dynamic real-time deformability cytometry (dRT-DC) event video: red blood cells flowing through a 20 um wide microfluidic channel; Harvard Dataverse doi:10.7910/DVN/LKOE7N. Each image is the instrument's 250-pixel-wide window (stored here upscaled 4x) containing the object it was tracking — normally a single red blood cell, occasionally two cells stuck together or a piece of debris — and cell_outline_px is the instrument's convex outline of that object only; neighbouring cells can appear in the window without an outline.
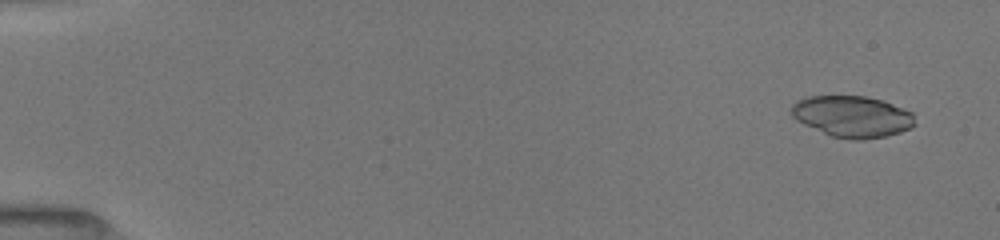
{"species": "common noctule bat (a hibernating species)", "species_latin": "Nyctalus noctula", "temperature_condition": "room temperature", "stored_images_in_passage": 9, "camera_frame_rate_fps": 3000, "um_per_image_px": 0.085, "animal": {"sex": "female", "body_mass_g": 19.5, "forearm_length_mm": 54.1}, "frame": {"image": 1, "passage_image": 2, "time_ms": 0.667, "image_size_px": [1000, 240], "cell_outline_px": [[916, 124], [900, 132], [884, 136], [864, 140], [848, 140], [832, 136], [804, 124], [796, 120], [792, 116], [792, 104], [796, 100], [808, 96], [864, 96], [880, 100], [892, 104], [912, 112]], "centroid_in_image_um": [72.42, 9.9], "position_along_channel_um": 12.6, "area_um2": 29.65}}